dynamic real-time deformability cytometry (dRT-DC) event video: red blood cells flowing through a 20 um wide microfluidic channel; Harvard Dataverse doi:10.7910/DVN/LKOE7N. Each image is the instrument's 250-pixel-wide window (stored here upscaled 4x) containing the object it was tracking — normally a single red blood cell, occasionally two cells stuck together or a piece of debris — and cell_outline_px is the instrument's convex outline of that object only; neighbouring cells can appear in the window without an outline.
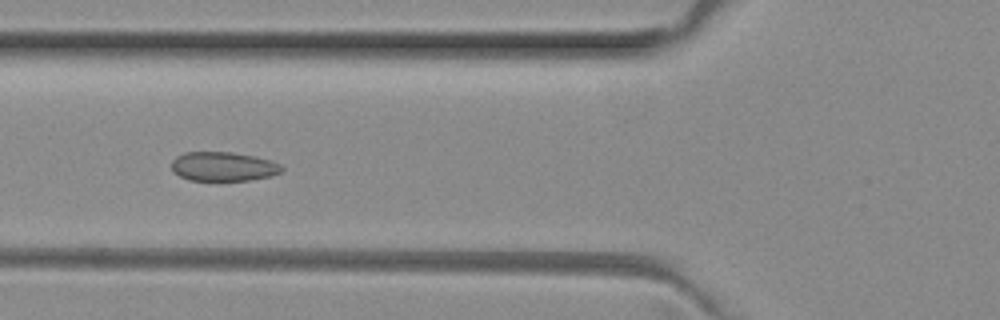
{"species": "common noctule bat (a hibernating species)", "species_latin": "Nyctalus noctula", "temperature_condition": "room temperature", "stored_images_in_passage": 5, "camera_frame_rate_fps": 3000, "um_per_image_px": 0.085, "animal": {"sex": "female", "body_mass_g": 29.2, "forearm_length_mm": 56.3}, "frame": {"image": 1, "passage_image": 2, "time_ms": 0.333, "image_size_px": [1000, 320], "cell_outline_px": [[284, 168], [280, 172], [268, 176], [248, 180], [216, 184], [188, 180], [172, 172], [172, 160], [176, 156], [184, 152], [232, 152], [256, 156], [280, 164]], "centroid_in_image_um": [18.91, 14.2], "position_along_channel_um": 106.9, "area_um2": 19.54}}
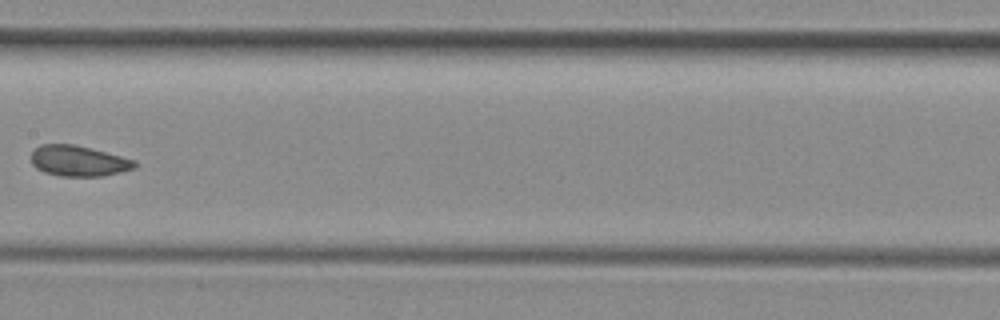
{"frame": {"image": 2, "passage_image": 4, "time_ms": 1.0, "image_size_px": [1000, 320], "cell_outline_px": [[136, 168], [104, 176], [60, 176], [44, 172], [36, 168], [32, 164], [32, 152], [40, 144], [72, 144], [136, 160]], "centroid_in_image_um": [6.67, 13.69], "position_along_channel_um": 200.7, "area_um2": 18.32}}
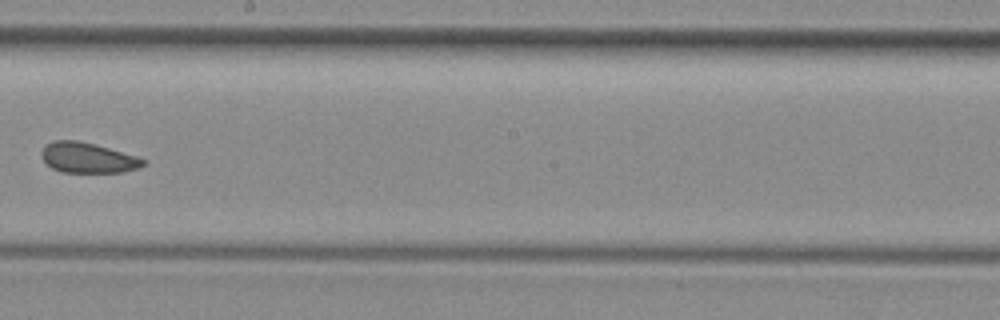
{"frame": {"image": 3, "passage_image": 5, "time_ms": 1.333, "image_size_px": [1000, 320], "cell_outline_px": [[148, 164], [136, 168], [120, 172], [60, 172], [52, 168], [40, 156], [40, 152], [44, 144], [52, 140], [76, 140], [96, 144], [136, 156], [144, 160]], "centroid_in_image_um": [7.41, 13.39], "position_along_channel_um": 240.8, "area_um2": 18.03}}